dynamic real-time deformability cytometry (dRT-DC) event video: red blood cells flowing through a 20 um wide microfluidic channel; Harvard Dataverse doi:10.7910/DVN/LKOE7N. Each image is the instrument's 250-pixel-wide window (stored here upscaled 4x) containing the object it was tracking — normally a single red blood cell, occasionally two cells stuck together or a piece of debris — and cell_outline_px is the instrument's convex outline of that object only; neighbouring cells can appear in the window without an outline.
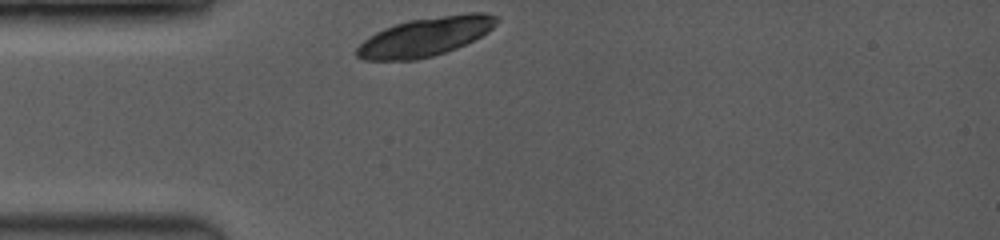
{"species": "common noctule bat (a hibernating species)", "species_latin": "Nyctalus noctula", "temperature_condition": "room temperature", "stored_images_in_passage": 1, "camera_frame_rate_fps": 3500, "um_per_image_px": 0.085, "animal": {"sex": "female", "body_mass_g": 19.0, "forearm_length_mm": 53.3}, "frame": {"image": 1, "passage_image": 1, "time_ms": 0.0, "image_size_px": [1000, 240], "cell_outline_px": [[500, 20], [488, 32], [456, 48], [432, 56], [416, 60], [364, 60], [356, 56], [356, 48], [368, 36], [384, 28], [408, 20], [468, 12], [484, 12], [500, 16]], "centroid_in_image_um": [36.17, 3.1], "position_along_channel_um": 48.8, "area_um2": 31.67}}